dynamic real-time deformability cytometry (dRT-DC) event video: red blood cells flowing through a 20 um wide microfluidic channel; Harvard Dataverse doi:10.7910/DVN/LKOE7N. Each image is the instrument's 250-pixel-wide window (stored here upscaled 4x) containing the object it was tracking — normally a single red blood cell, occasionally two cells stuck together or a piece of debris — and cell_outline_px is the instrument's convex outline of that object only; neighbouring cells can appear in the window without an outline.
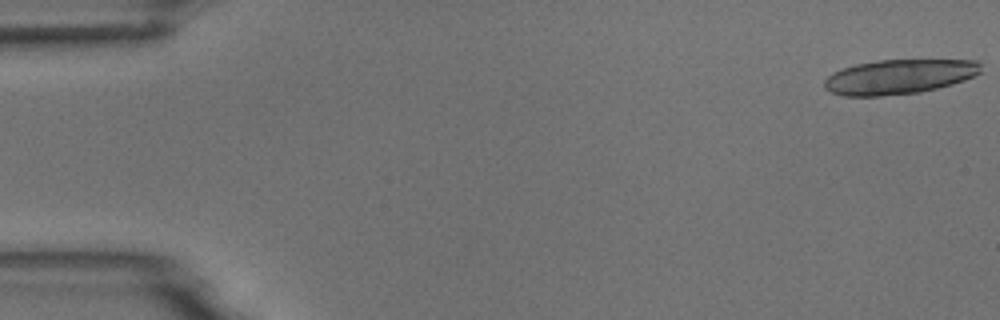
{"species": "common noctule bat (a hibernating species)", "species_latin": "Nyctalus noctula", "temperature_condition": "room temperature", "stored_images_in_passage": 5, "camera_frame_rate_fps": 3000, "um_per_image_px": 0.085, "animal": {"sex": "male", "body_mass_g": 18.8}, "frame": {"image": 1, "passage_image": 1, "time_ms": 0.0, "image_size_px": [1000, 320], "cell_outline_px": [[980, 72], [964, 80], [952, 84], [920, 92], [880, 96], [844, 96], [832, 92], [824, 88], [824, 80], [832, 72], [856, 64], [880, 60], [976, 60], [980, 64]], "centroid_in_image_um": [76.39, 6.52], "position_along_channel_um": 8.6, "area_um2": 31.39}}